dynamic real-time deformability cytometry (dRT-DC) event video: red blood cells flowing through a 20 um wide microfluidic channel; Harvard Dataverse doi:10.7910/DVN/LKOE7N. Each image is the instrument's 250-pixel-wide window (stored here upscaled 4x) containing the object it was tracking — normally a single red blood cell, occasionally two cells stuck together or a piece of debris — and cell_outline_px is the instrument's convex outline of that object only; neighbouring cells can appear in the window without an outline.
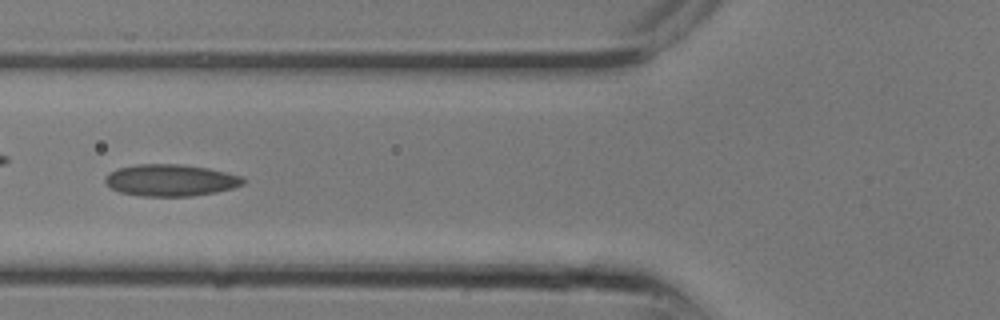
{"species": "common noctule bat (a hibernating species)", "species_latin": "Nyctalus noctula", "temperature_condition": "room temperature", "stored_images_in_passage": 10, "camera_frame_rate_fps": 3000, "um_per_image_px": 0.085, "animal": {"sex": "male", "body_mass_g": 13.3}, "frame": {"image": 1, "passage_image": 9, "time_ms": 2.667, "image_size_px": [1000, 320], "cell_outline_px": [[248, 180], [244, 184], [232, 188], [216, 192], [192, 196], [140, 196], [120, 192], [112, 188], [104, 180], [108, 172], [116, 168], [136, 164], [180, 164], [208, 168], [240, 176]], "centroid_in_image_um": [14.49, 15.31], "position_along_channel_um": 111.3, "area_um2": 25.61}}